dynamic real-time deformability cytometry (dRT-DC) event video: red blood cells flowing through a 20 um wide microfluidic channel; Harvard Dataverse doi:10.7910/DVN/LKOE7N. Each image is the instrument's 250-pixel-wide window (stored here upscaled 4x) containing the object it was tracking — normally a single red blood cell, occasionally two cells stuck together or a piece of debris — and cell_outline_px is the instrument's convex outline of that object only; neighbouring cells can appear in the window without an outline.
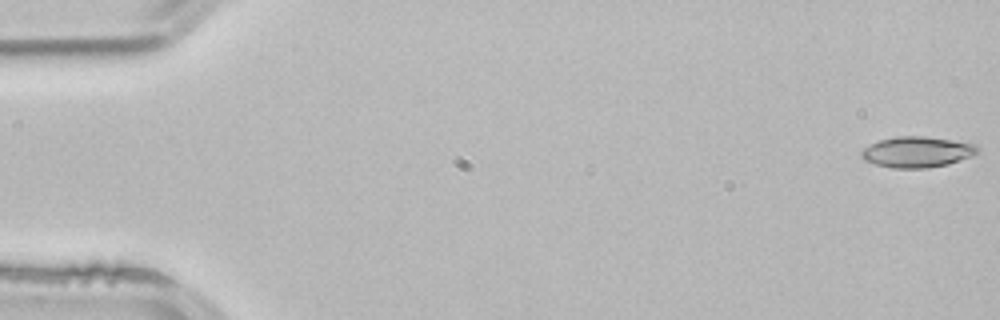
{"species": "common noctule bat (a hibernating species)", "species_latin": "Nyctalus noctula", "temperature_condition": "room temperature", "stored_images_in_passage": 51, "camera_frame_rate_fps": 3000, "um_per_image_px": 0.085, "animal": {"sex": "male", "body_mass_g": 21.5, "forearm_length_mm": 52.0}, "frame": {"image": 1, "passage_image": 1, "time_ms": 0.0, "image_size_px": [1000, 320], "cell_outline_px": [[980, 152], [972, 156], [948, 164], [928, 168], [892, 168], [876, 164], [864, 160], [860, 156], [860, 152], [864, 148], [880, 140], [896, 136], [924, 136], [952, 140], [976, 144], [980, 148]], "centroid_in_image_um": [77.98, 12.92], "position_along_channel_um": 7.0, "area_um2": 20.92}}
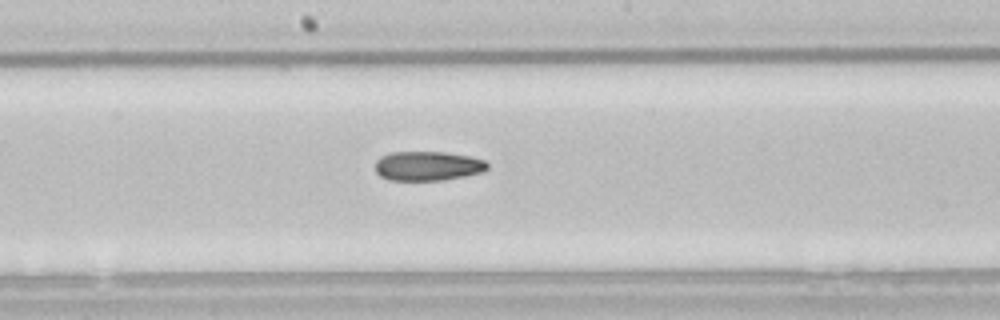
{"frame": {"image": 2, "passage_image": 28, "time_ms": 9.0, "image_size_px": [1000, 320], "cell_outline_px": [[488, 168], [484, 172], [444, 180], [388, 180], [380, 176], [376, 172], [376, 160], [380, 156], [392, 152], [444, 152], [468, 156], [484, 160], [488, 164]], "centroid_in_image_um": [36.35, 14.11], "position_along_channel_um": 211.9, "area_um2": 19.25}}
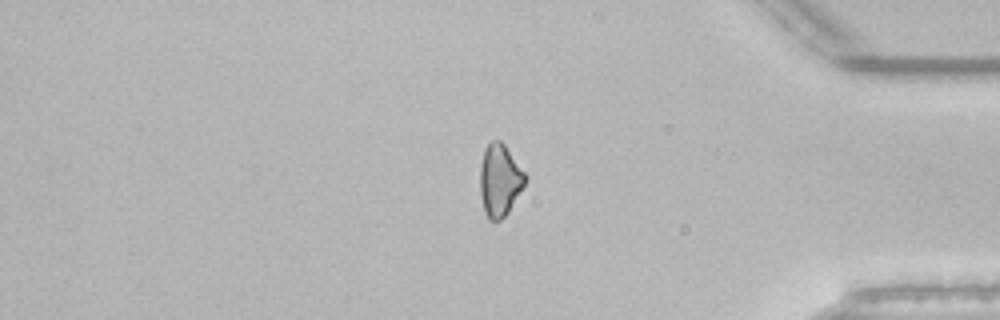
{"frame": {"image": 3, "passage_image": 44, "time_ms": 14.333, "image_size_px": [1000, 320], "cell_outline_px": [[528, 180], [508, 212], [500, 220], [488, 220], [484, 212], [480, 196], [480, 164], [484, 148], [492, 140], [500, 140], [504, 144], [528, 176]], "centroid_in_image_um": [42.48, 15.32], "position_along_channel_um": 392.7, "area_um2": 19.25}}